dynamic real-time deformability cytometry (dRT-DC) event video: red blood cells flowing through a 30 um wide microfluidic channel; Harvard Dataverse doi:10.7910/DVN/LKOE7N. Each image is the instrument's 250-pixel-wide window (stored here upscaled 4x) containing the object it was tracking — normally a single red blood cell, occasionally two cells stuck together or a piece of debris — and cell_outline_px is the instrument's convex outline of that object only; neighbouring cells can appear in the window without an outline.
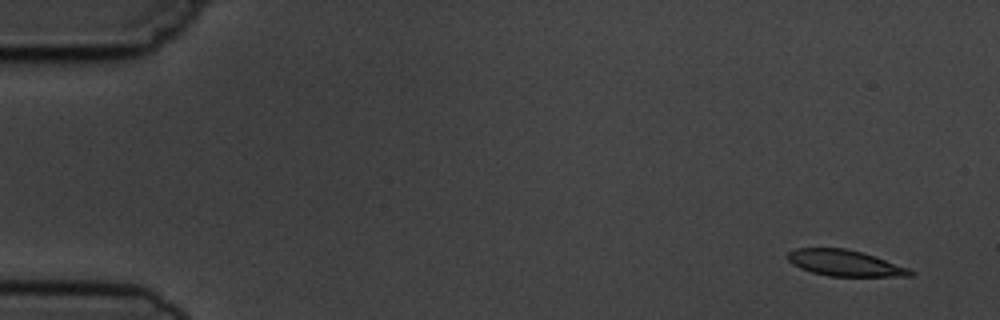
{"species": "common noctule bat (a hibernating species)", "species_latin": "Nyctalus noctula", "temperature_condition": "cold", "stored_images_in_passage": 6, "camera_frame_rate_fps": 3000, "um_per_image_px": 0.085, "animal": {"sex": "male", "body_mass_g": 19.5, "forearm_length_mm": 54.6}, "frame": {"image": 1, "passage_image": 1, "time_ms": 0.0, "image_size_px": [1000, 320], "cell_outline_px": [[916, 276], [828, 276], [812, 272], [800, 268], [792, 264], [784, 256], [788, 252], [796, 248], [844, 248], [876, 256], [908, 268], [916, 272]], "centroid_in_image_um": [71.8, 22.36], "position_along_channel_um": 13.2, "area_um2": 18.73}}
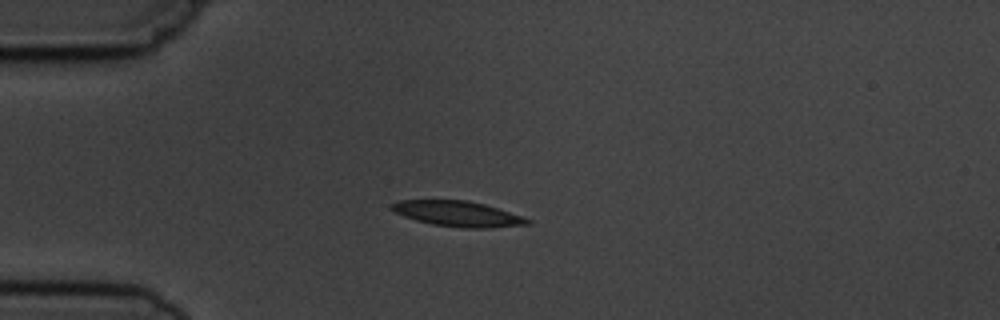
{"frame": {"image": 2, "passage_image": 4, "time_ms": 3.667, "image_size_px": [1000, 320], "cell_outline_px": [[532, 224], [492, 228], [464, 228], [432, 224], [416, 220], [404, 216], [388, 208], [388, 204], [400, 200], [468, 200], [484, 204], [524, 216], [532, 220]], "centroid_in_image_um": [38.94, 18.17], "position_along_channel_um": 46.1, "area_um2": 20.35}}
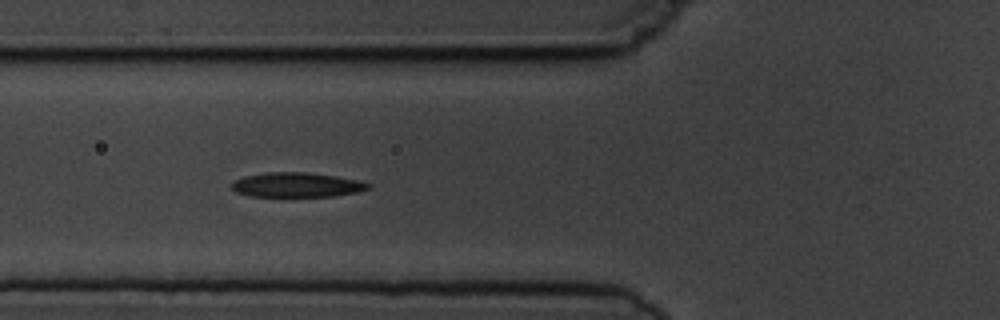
{"frame": {"image": 3, "passage_image": 6, "time_ms": 5.667, "image_size_px": [1000, 320], "cell_outline_px": [[372, 188], [360, 192], [332, 196], [252, 196], [236, 192], [232, 188], [232, 180], [244, 176], [268, 172], [308, 172], [336, 176], [360, 180], [372, 184]], "centroid_in_image_um": [25.28, 15.7], "position_along_channel_um": 100.5, "area_um2": 19.77}}